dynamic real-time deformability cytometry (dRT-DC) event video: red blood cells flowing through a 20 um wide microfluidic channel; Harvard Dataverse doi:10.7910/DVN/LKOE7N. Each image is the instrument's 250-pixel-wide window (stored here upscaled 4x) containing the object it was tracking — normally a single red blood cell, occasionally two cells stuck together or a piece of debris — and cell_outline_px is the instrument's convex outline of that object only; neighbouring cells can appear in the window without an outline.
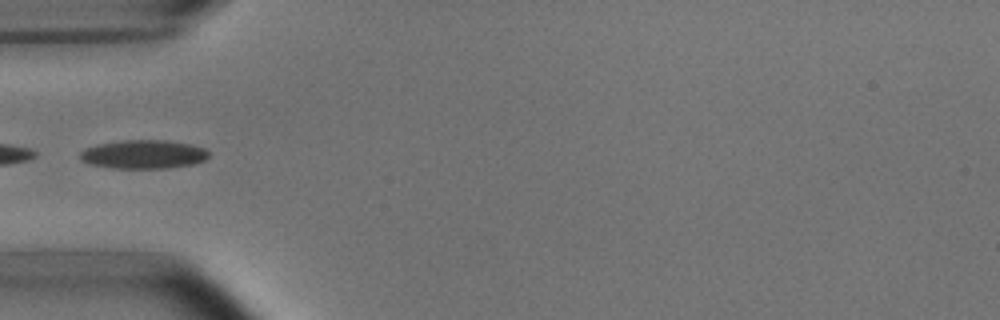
{"species": "common noctule bat (a hibernating species)", "species_latin": "Nyctalus noctula", "temperature_condition": "room temperature", "stored_images_in_passage": 7, "camera_frame_rate_fps": 3000, "um_per_image_px": 0.085, "animal": {"sex": "male", "body_mass_g": 15.6}, "frame": {"image": 1, "passage_image": 5, "time_ms": 4.667, "image_size_px": [1000, 320], "cell_outline_px": [[208, 156], [204, 160], [192, 164], [168, 168], [112, 168], [88, 164], [80, 160], [80, 152], [84, 148], [96, 144], [120, 140], [168, 140], [192, 144], [204, 148], [208, 152]], "centroid_in_image_um": [12.15, 13.11], "position_along_channel_um": 72.8, "area_um2": 21.73}}
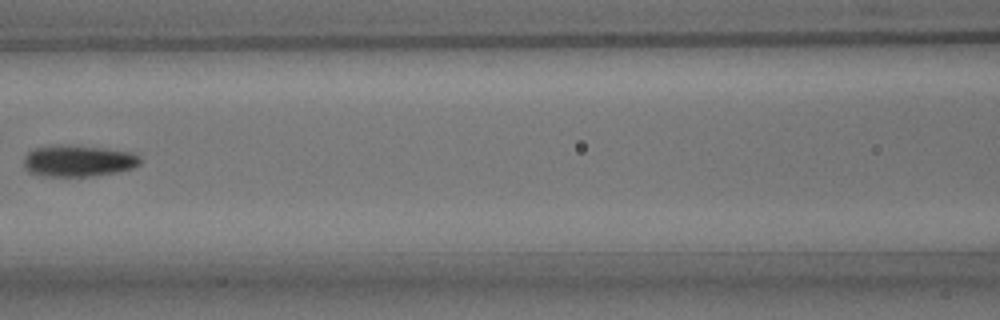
{"frame": {"image": 2, "passage_image": 7, "time_ms": 7.0, "image_size_px": [1000, 320], "cell_outline_px": [[140, 164], [132, 168], [116, 172], [92, 176], [36, 176], [28, 172], [24, 168], [24, 156], [28, 152], [36, 148], [104, 148], [132, 152], [140, 156]], "centroid_in_image_um": [6.66, 13.74], "position_along_channel_um": 159.9, "area_um2": 20.52}}